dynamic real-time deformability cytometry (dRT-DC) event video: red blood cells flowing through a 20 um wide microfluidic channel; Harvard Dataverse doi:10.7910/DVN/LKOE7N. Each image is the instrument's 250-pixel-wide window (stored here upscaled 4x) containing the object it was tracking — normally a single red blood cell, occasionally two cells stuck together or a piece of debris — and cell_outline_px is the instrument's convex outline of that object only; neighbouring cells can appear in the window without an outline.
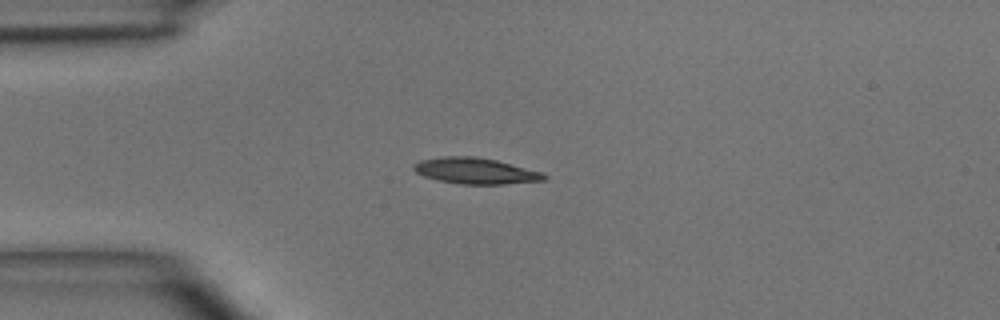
{"species": "common noctule bat (a hibernating species)", "species_latin": "Nyctalus noctula", "temperature_condition": "room temperature", "stored_images_in_passage": 2, "camera_frame_rate_fps": 3000, "um_per_image_px": 0.085, "animal": {"sex": "male", "body_mass_g": 15.6}, "frame": {"image": 1, "passage_image": 2, "time_ms": 2.0, "image_size_px": [1000, 320], "cell_outline_px": [[548, 176], [544, 180], [504, 184], [460, 184], [440, 180], [424, 176], [416, 172], [412, 168], [420, 160], [444, 156], [476, 156], [496, 160], [544, 172]], "centroid_in_image_um": [40.45, 14.52], "position_along_channel_um": 44.5, "area_um2": 19.71}}